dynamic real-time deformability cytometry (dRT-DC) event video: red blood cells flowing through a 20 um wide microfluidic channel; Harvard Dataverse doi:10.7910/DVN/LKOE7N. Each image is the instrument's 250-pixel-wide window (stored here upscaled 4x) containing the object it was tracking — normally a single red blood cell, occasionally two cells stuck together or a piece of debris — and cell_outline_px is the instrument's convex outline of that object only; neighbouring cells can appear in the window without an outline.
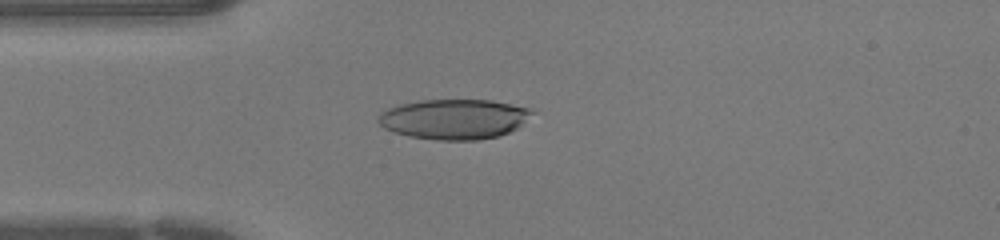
{"species": "human", "species_latin": "Homo sapiens", "temperature_condition": "warm", "stored_images_in_passage": 40, "camera_frame_rate_fps": 3000, "um_per_image_px": 0.085, "donor": {"sex": "female"}, "frame": {"image": 1, "passage_image": 7, "time_ms": 2.0, "image_size_px": [1000, 240], "cell_outline_px": [[532, 112], [516, 128], [500, 136], [476, 140], [436, 140], [412, 136], [396, 132], [384, 128], [376, 120], [388, 108], [400, 104], [420, 100], [492, 100], [532, 108]], "centroid_in_image_um": [38.59, 10.12], "position_along_channel_um": 46.4, "area_um2": 35.49}}
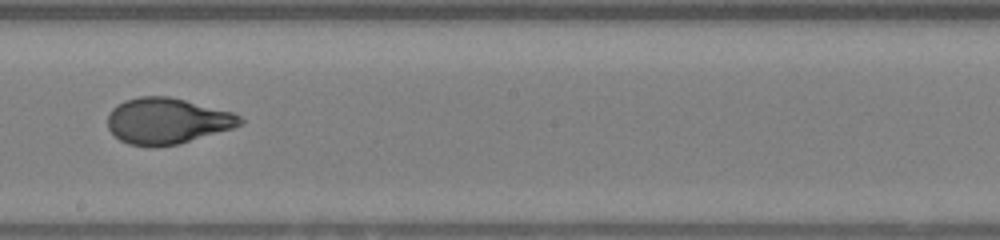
{"frame": {"image": 2, "passage_image": 20, "time_ms": 6.333, "image_size_px": [1000, 240], "cell_outline_px": [[244, 124], [232, 128], [180, 144], [128, 144], [120, 140], [108, 128], [108, 116], [112, 108], [116, 104], [124, 100], [140, 96], [168, 96], [232, 112], [240, 116], [244, 120]], "centroid_in_image_um": [14.21, 10.25], "position_along_channel_um": 234.0, "area_um2": 34.91}}
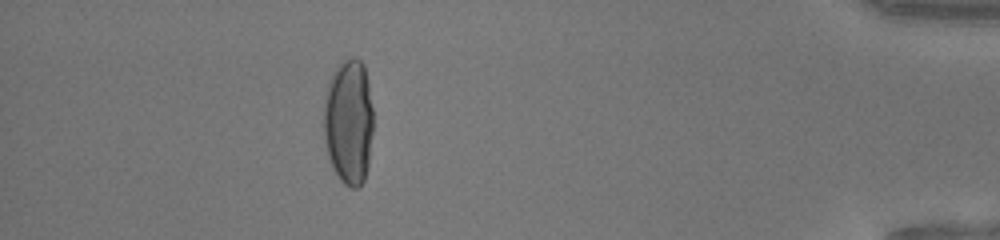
{"frame": {"image": 3, "passage_image": 35, "time_ms": 11.333, "image_size_px": [1000, 240], "cell_outline_px": [[372, 132], [368, 164], [364, 180], [356, 188], [352, 188], [344, 184], [340, 180], [332, 168], [328, 156], [324, 140], [324, 96], [328, 80], [332, 72], [344, 60], [352, 56], [360, 60], [364, 64], [368, 84], [372, 108]], "centroid_in_image_um": [29.62, 10.34], "position_along_channel_um": 405.6, "area_um2": 36.47}}